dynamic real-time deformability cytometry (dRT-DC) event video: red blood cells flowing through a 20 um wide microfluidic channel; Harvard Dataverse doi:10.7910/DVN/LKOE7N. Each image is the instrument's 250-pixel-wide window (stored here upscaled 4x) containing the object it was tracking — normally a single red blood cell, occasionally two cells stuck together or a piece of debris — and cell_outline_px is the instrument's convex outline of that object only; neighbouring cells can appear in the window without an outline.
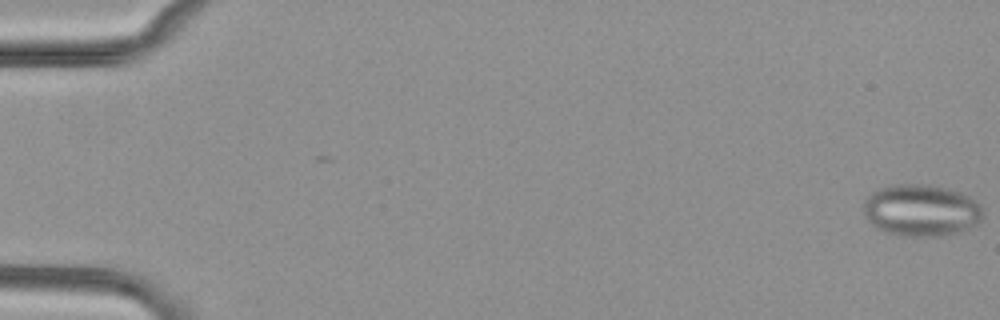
{"species": "common noctule bat (a hibernating species)", "species_latin": "Nyctalus noctula", "temperature_condition": "cold", "stored_images_in_passage": 56, "camera_frame_rate_fps": 3000, "um_per_image_px": 0.085, "animal": {"sex": "female", "body_mass_g": 29.2, "forearm_length_mm": 56.3}, "frame": {"image": 1, "passage_image": 1, "time_ms": 0.0, "image_size_px": [1000, 320], "cell_outline_px": [[984, 216], [976, 224], [964, 232], [944, 236], [904, 236], [884, 232], [876, 228], [868, 220], [864, 212], [864, 200], [872, 192], [880, 188], [892, 184], [928, 184], [960, 192], [976, 200], [980, 204], [984, 212]], "centroid_in_image_um": [78.33, 17.89], "position_along_channel_um": 6.7, "area_um2": 36.53}}
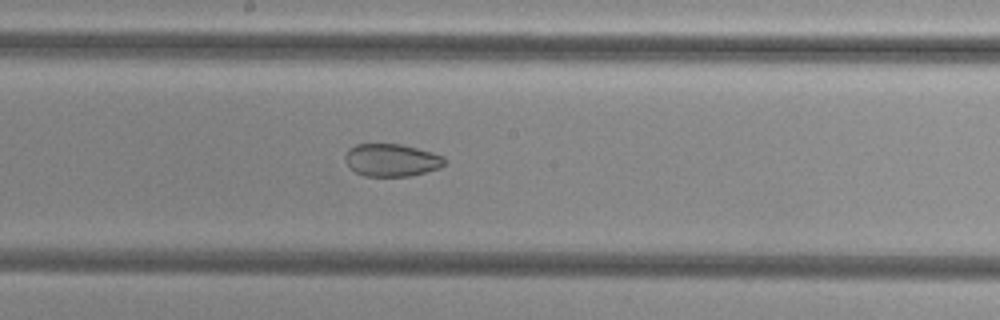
{"frame": {"image": 2, "passage_image": 31, "time_ms": 10.0, "image_size_px": [1000, 320], "cell_outline_px": [[448, 160], [440, 168], [412, 176], [364, 176], [356, 172], [344, 160], [344, 156], [348, 148], [356, 144], [400, 144], [432, 152], [444, 156]], "centroid_in_image_um": [33.3, 13.61], "position_along_channel_um": 214.9, "area_um2": 19.02}}
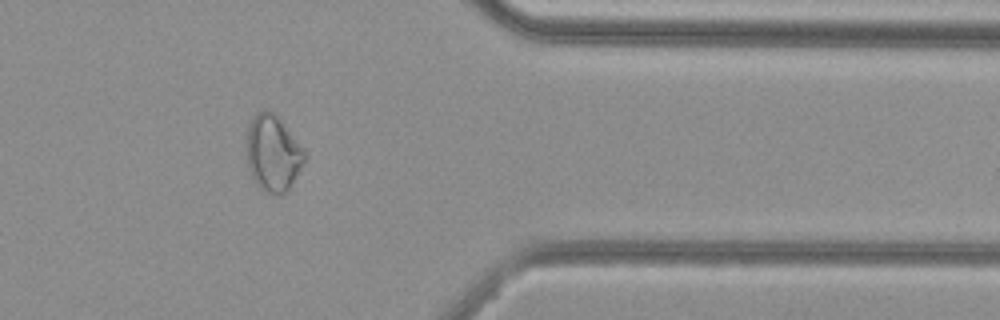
{"frame": {"image": 3, "passage_image": 46, "time_ms": 15.0, "image_size_px": [1000, 320], "cell_outline_px": [[304, 164], [288, 188], [280, 196], [276, 196], [264, 192], [256, 184], [248, 168], [248, 124], [256, 112], [268, 108], [284, 124], [304, 148]], "centroid_in_image_um": [23.2, 13.03], "position_along_channel_um": 388.2, "area_um2": 25.55}, "authors_computed_cell_mechanics": {"area_um2": 27.6284, "velocity_mm_per_s": 3.763, "shape_relaxation_time_tau1_ms": null, "shape_relaxation_time_tau2_ms": 2.2422, "deformation_change_tau1": null, "deformation_change_tau2": 0.0657}}